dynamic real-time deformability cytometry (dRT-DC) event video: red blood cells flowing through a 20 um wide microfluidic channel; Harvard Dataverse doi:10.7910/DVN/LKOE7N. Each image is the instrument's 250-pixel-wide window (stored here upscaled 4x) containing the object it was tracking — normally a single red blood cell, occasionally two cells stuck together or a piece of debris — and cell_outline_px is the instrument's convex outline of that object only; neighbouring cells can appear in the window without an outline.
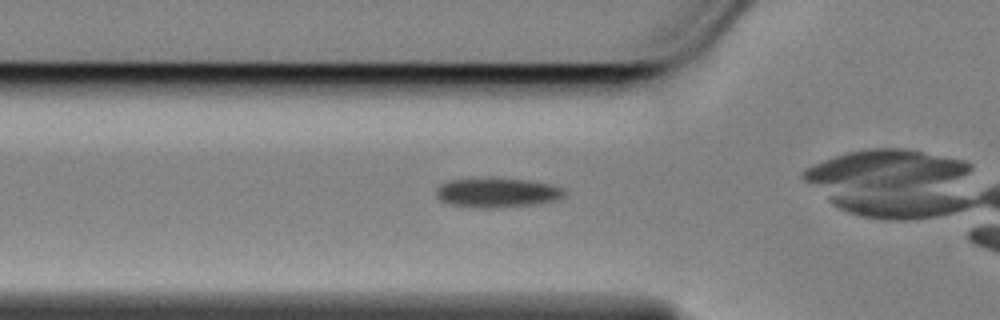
{"species": "Egyptian fruit bat (a non-hibernating species)", "species_latin": "Rousettus aegyptiacus", "temperature_condition": "cold", "stored_images_in_passage": 32, "camera_frame_rate_fps": 3000, "um_per_image_px": 0.085, "animal": {"sex": "female"}, "frame": {"image": 1, "passage_image": 5, "time_ms": 1.333, "image_size_px": [1000, 320], "cell_outline_px": [[564, 196], [556, 200], [536, 204], [492, 208], [472, 208], [448, 204], [440, 200], [436, 196], [436, 188], [440, 184], [448, 180], [492, 176], [528, 180], [552, 184], [560, 188], [564, 192]], "centroid_in_image_um": [42.19, 16.35], "position_along_channel_um": 83.6, "area_um2": 22.72}}
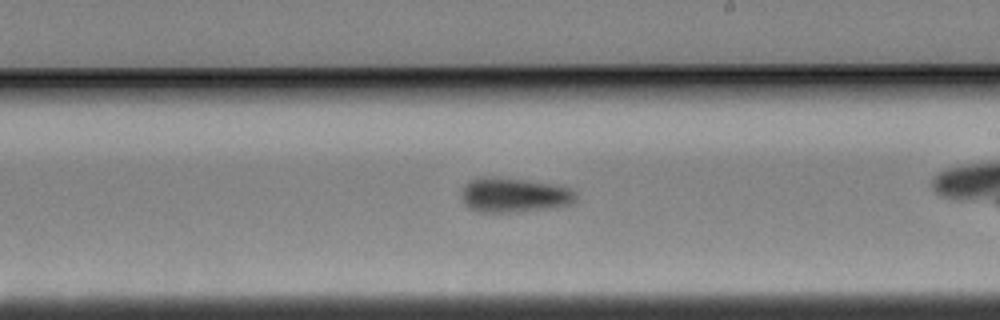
{"frame": {"image": 2, "passage_image": 19, "time_ms": 6.0, "image_size_px": [1000, 320], "cell_outline_px": [[576, 200], [568, 204], [544, 208], [504, 212], [480, 212], [468, 208], [460, 200], [460, 196], [464, 184], [472, 180], [524, 180], [552, 184], [568, 188], [576, 192]], "centroid_in_image_um": [43.66, 16.62], "position_along_channel_um": 245.3, "area_um2": 21.91}}
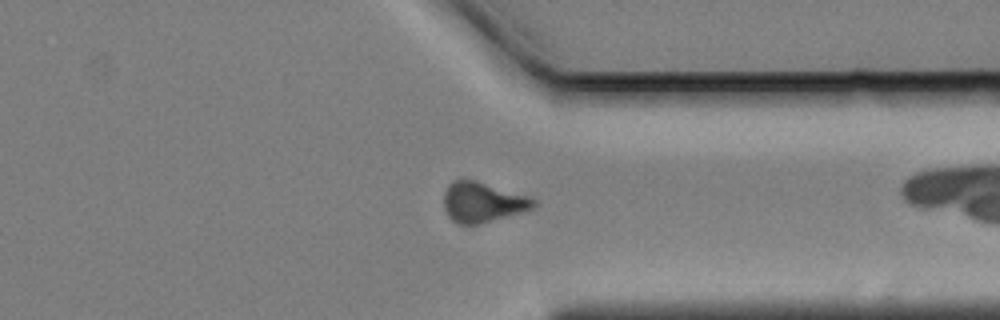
{"frame": {"image": 3, "passage_image": 30, "time_ms": 9.667, "image_size_px": [1000, 320], "cell_outline_px": [[536, 204], [532, 208], [520, 212], [480, 224], [456, 224], [448, 216], [444, 208], [444, 192], [448, 184], [452, 180], [460, 176], [476, 180], [528, 196], [536, 200]], "centroid_in_image_um": [40.95, 17.15], "position_along_channel_um": 370.4, "area_um2": 21.21}}